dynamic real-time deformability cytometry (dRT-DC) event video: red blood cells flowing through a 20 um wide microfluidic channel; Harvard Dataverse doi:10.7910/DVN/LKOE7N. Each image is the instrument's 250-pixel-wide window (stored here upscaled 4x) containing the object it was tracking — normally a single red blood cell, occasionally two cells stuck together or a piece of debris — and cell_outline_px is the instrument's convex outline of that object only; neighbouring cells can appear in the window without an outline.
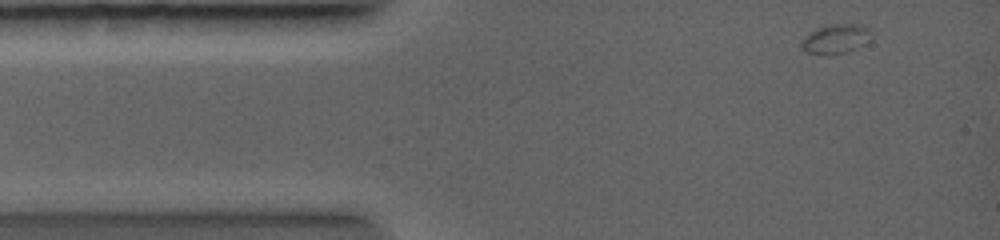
{"species": "common noctule bat (a hibernating species)", "species_latin": "Nyctalus noctula", "temperature_condition": "warm", "stored_images_in_passage": 9, "camera_frame_rate_fps": 5000, "um_per_image_px": 0.085, "animal": {"sex": "female", "body_mass_g": 19.0, "forearm_length_mm": 56.7}, "frame": {"image": 1, "passage_image": 1, "time_ms": 0.0, "image_size_px": [1000, 240], "cell_outline_px": [[872, 40], [856, 48], [844, 52], [828, 56], [824, 56], [804, 52], [800, 48], [800, 40], [812, 32], [820, 28], [836, 24], [852, 24], [868, 28], [872, 32]], "centroid_in_image_um": [71.02, 3.35], "position_along_channel_um": 14.0, "area_um2": 12.02}}